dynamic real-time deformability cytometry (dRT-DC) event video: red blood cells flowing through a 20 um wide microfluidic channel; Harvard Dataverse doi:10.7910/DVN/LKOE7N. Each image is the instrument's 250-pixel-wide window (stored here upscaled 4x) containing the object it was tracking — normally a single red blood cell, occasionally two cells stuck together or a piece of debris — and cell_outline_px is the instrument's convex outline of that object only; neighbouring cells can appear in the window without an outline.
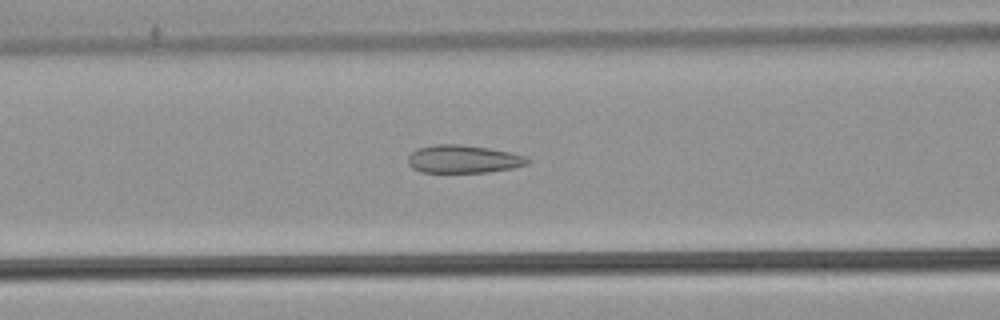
{"species": "common noctule bat (a hibernating species)", "species_latin": "Nyctalus noctula", "temperature_condition": "warm", "stored_images_in_passage": 54, "camera_frame_rate_fps": 3000, "um_per_image_px": 0.085, "animal": {"sex": "male", "body_mass_g": 21.5, "forearm_length_mm": 52.0}, "frame": {"image": 1, "passage_image": 23, "time_ms": 7.333, "image_size_px": [1000, 320], "cell_outline_px": [[532, 160], [528, 164], [512, 168], [488, 172], [420, 172], [412, 168], [408, 164], [408, 156], [416, 148], [436, 144], [460, 144], [488, 148], [512, 152], [524, 156]], "centroid_in_image_um": [39.38, 13.52], "position_along_channel_um": 127.2, "area_um2": 19.59}}
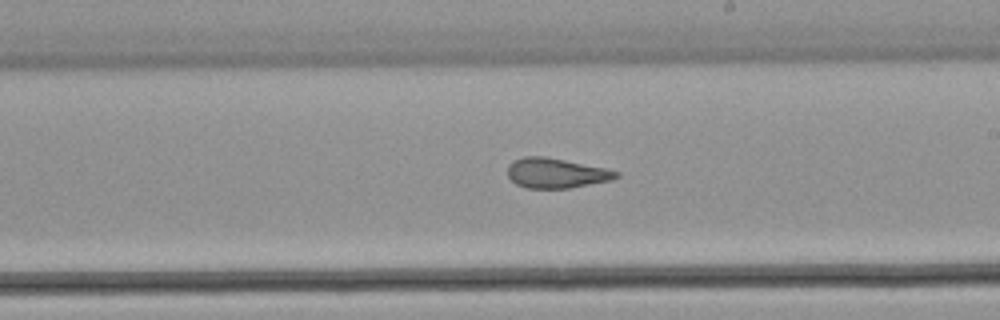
{"frame": {"image": 2, "passage_image": 32, "time_ms": 10.333, "image_size_px": [1000, 320], "cell_outline_px": [[620, 176], [612, 180], [568, 188], [524, 188], [516, 184], [508, 176], [508, 164], [512, 160], [524, 156], [544, 156], [604, 168], [620, 172]], "centroid_in_image_um": [47.24, 14.71], "position_along_channel_um": 241.8, "area_um2": 18.9}}
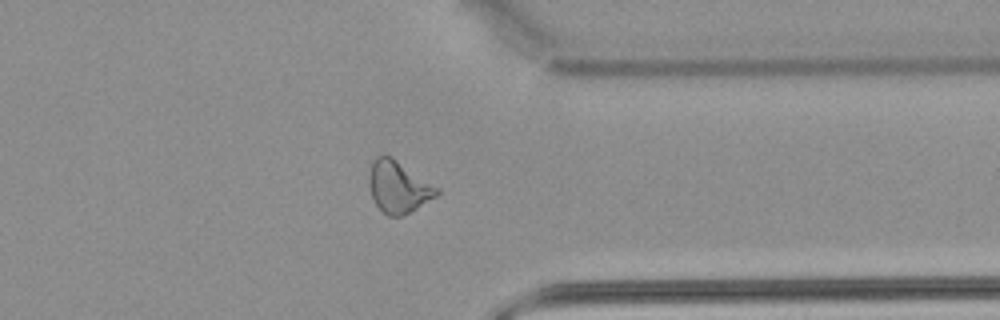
{"frame": {"image": 3, "passage_image": 43, "time_ms": 14.0, "image_size_px": [1000, 320], "cell_outline_px": [[440, 192], [436, 196], [416, 208], [400, 216], [388, 216], [376, 204], [372, 196], [368, 184], [368, 176], [372, 164], [376, 156], [384, 152], [392, 156], [440, 188]], "centroid_in_image_um": [33.85, 15.83], "position_along_channel_um": 377.5, "area_um2": 20.52}, "authors_computed_cell_mechanics": {"area_um2": 21.0392, "velocity_mm_per_s": 3.8289, "shape_relaxation_time_tau1_ms": null, "shape_relaxation_time_tau2_ms": 1.4576, "deformation_change_tau1": null, "deformation_change_tau2": 0.0845}}